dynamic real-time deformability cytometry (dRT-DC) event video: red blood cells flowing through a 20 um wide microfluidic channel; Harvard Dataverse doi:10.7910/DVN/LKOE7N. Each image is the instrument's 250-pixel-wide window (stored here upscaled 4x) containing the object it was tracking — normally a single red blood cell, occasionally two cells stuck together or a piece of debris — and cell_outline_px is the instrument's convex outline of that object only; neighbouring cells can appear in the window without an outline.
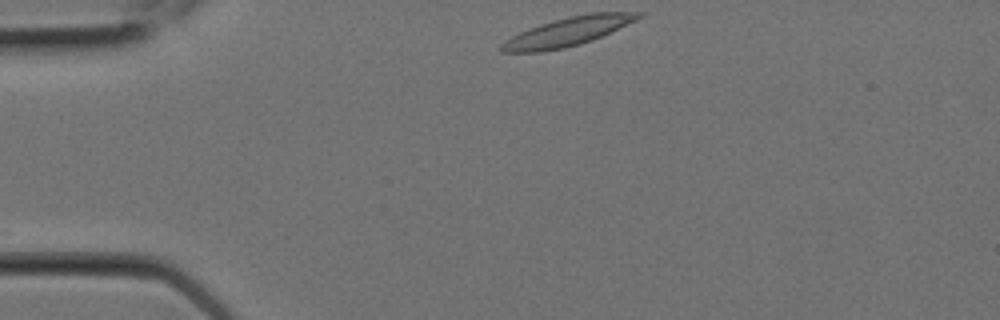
{"species": "Egyptian fruit bat (a non-hibernating species)", "species_latin": "Rousettus aegyptiacus", "temperature_condition": "room temperature", "stored_images_in_passage": 4, "camera_frame_rate_fps": 3000, "um_per_image_px": 0.085, "animal": {"sex": "female"}, "frame": {"image": 1, "passage_image": 1, "time_ms": 0.0, "image_size_px": [1000, 320], "cell_outline_px": [[644, 16], [636, 20], [592, 40], [580, 44], [564, 48], [540, 52], [500, 52], [500, 44], [504, 40], [528, 28], [540, 24], [568, 16], [588, 12], [644, 12]], "centroid_in_image_um": [48.24, 2.68], "position_along_channel_um": 36.8, "area_um2": 22.95}}
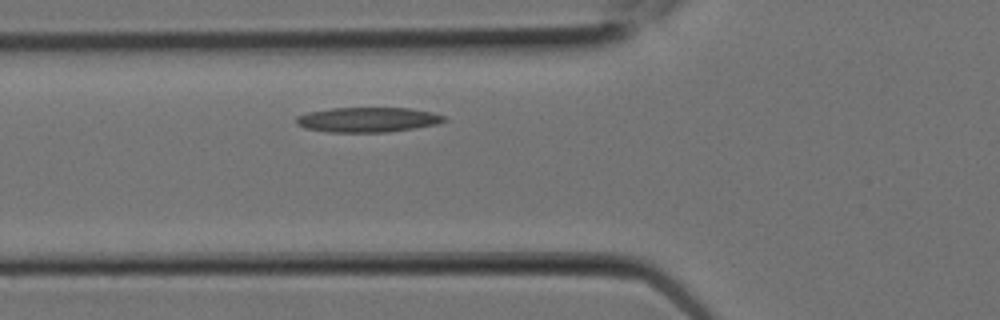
{"frame": {"image": 2, "passage_image": 4, "time_ms": 1.0, "image_size_px": [1000, 320], "cell_outline_px": [[448, 120], [436, 124], [388, 132], [328, 132], [304, 128], [296, 124], [296, 116], [308, 112], [332, 108], [408, 108], [432, 112], [444, 116]], "centroid_in_image_um": [31.22, 10.17], "position_along_channel_um": 94.6, "area_um2": 21.39}}